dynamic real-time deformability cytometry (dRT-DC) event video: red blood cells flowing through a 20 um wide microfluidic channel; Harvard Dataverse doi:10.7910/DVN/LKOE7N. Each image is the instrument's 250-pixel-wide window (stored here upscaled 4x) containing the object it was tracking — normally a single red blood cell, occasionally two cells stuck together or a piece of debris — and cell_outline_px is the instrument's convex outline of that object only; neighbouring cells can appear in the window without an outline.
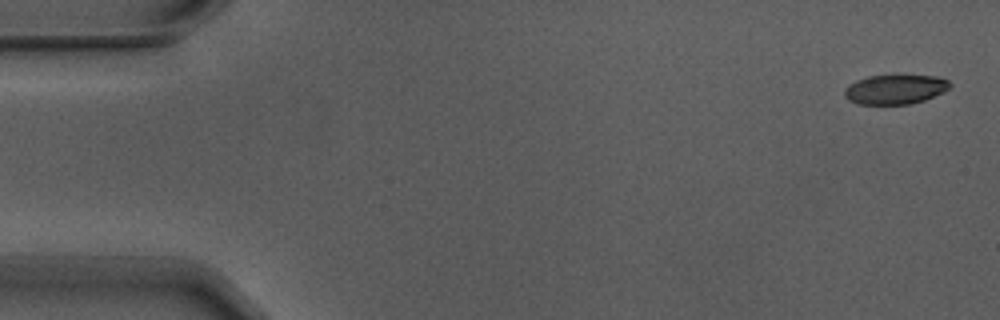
{"species": "Egyptian fruit bat (a non-hibernating species)", "species_latin": "Rousettus aegyptiacus", "temperature_condition": "warm", "stored_images_in_passage": 5, "camera_frame_rate_fps": 3000, "um_per_image_px": 0.085, "animal": {"sex": "male"}, "frame": {"image": 1, "passage_image": 1, "time_ms": 0.0, "image_size_px": [1000, 320], "cell_outline_px": [[952, 84], [944, 92], [924, 100], [908, 104], [856, 104], [848, 100], [844, 96], [844, 88], [848, 84], [856, 80], [868, 76], [936, 76], [948, 80]], "centroid_in_image_um": [76.05, 7.6], "position_along_channel_um": 9.0, "area_um2": 18.09}}
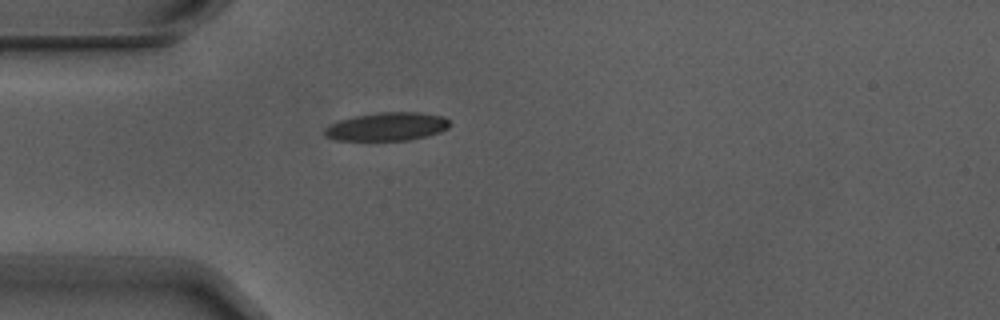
{"frame": {"image": 2, "passage_image": 5, "time_ms": 1.333, "image_size_px": [1000, 320], "cell_outline_px": [[452, 124], [448, 128], [440, 132], [408, 140], [336, 140], [324, 136], [324, 128], [340, 120], [356, 116], [376, 112], [416, 112], [444, 116]], "centroid_in_image_um": [32.91, 10.76], "position_along_channel_um": 52.1, "area_um2": 20.58}}